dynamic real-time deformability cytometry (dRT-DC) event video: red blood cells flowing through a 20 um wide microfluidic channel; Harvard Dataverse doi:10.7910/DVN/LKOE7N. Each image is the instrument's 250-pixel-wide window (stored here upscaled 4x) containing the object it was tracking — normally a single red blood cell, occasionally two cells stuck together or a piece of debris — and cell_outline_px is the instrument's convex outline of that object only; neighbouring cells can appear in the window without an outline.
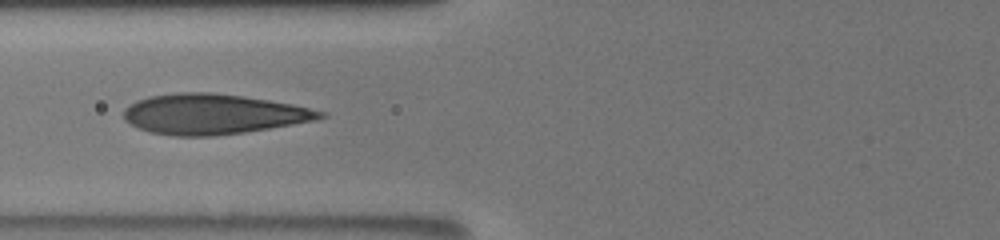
{"species": "human", "species_latin": "Homo sapiens", "temperature_condition": "room temperature", "stored_images_in_passage": 17, "camera_frame_rate_fps": 3000, "um_per_image_px": 0.085, "donor": {"sex": "male"}, "frame": {"image": 1, "passage_image": 15, "time_ms": 9.0, "image_size_px": [1000, 240], "cell_outline_px": [[328, 116], [316, 120], [244, 132], [212, 136], [172, 136], [148, 132], [124, 120], [124, 108], [128, 104], [136, 100], [148, 96], [176, 92], [212, 92], [244, 96], [292, 104], [328, 112]], "centroid_in_image_um": [18.09, 9.69], "position_along_channel_um": 107.7, "area_um2": 46.24}}